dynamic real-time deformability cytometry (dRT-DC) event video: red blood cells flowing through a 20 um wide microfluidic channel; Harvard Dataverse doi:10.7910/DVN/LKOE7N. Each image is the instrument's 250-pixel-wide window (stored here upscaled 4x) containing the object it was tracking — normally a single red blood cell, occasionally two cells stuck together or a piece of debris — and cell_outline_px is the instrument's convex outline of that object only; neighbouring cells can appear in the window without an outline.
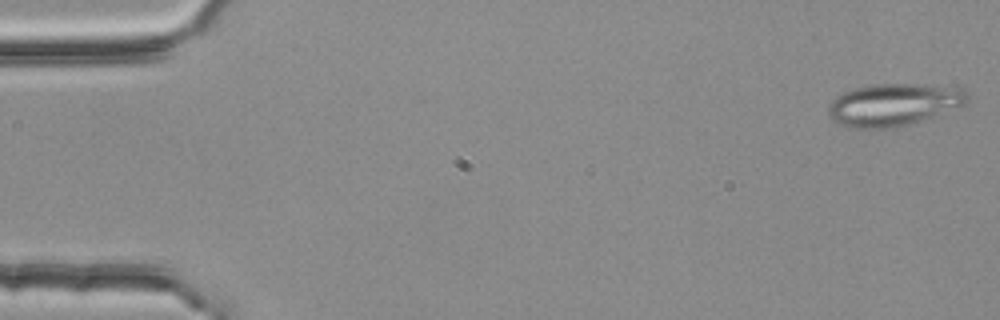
{"species": "common noctule bat (a hibernating species)", "species_latin": "Nyctalus noctula", "temperature_condition": "room temperature", "stored_images_in_passage": 4, "camera_frame_rate_fps": 3000, "um_per_image_px": 0.085, "animal": {"sex": "female", "body_mass_g": 25.1}, "frame": {"image": 1, "passage_image": 1, "time_ms": 0.0, "image_size_px": [1000, 320], "cell_outline_px": [[968, 96], [964, 104], [920, 120], [904, 124], [884, 128], [852, 128], [832, 120], [828, 112], [828, 104], [836, 96], [844, 92], [856, 88], [872, 84], [920, 84], [960, 88], [968, 92]], "centroid_in_image_um": [75.89, 8.87], "position_along_channel_um": 9.1, "area_um2": 33.52}}